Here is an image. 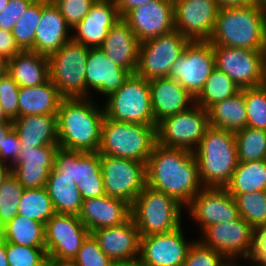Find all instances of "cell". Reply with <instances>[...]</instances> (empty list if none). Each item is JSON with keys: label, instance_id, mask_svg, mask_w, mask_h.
<instances>
[{"label": "cell", "instance_id": "62", "mask_svg": "<svg viewBox=\"0 0 266 266\" xmlns=\"http://www.w3.org/2000/svg\"><path fill=\"white\" fill-rule=\"evenodd\" d=\"M253 5L261 6L266 8V0H251Z\"/></svg>", "mask_w": 266, "mask_h": 266}, {"label": "cell", "instance_id": "15", "mask_svg": "<svg viewBox=\"0 0 266 266\" xmlns=\"http://www.w3.org/2000/svg\"><path fill=\"white\" fill-rule=\"evenodd\" d=\"M201 233L198 240L204 246L213 248L227 258H245L246 261L251 255L254 229L242 217L209 225Z\"/></svg>", "mask_w": 266, "mask_h": 266}, {"label": "cell", "instance_id": "32", "mask_svg": "<svg viewBox=\"0 0 266 266\" xmlns=\"http://www.w3.org/2000/svg\"><path fill=\"white\" fill-rule=\"evenodd\" d=\"M209 125L230 132L247 127V108L244 89L207 109Z\"/></svg>", "mask_w": 266, "mask_h": 266}, {"label": "cell", "instance_id": "12", "mask_svg": "<svg viewBox=\"0 0 266 266\" xmlns=\"http://www.w3.org/2000/svg\"><path fill=\"white\" fill-rule=\"evenodd\" d=\"M188 43L177 30L141 42L136 74L148 81L169 77L172 65Z\"/></svg>", "mask_w": 266, "mask_h": 266}, {"label": "cell", "instance_id": "61", "mask_svg": "<svg viewBox=\"0 0 266 266\" xmlns=\"http://www.w3.org/2000/svg\"><path fill=\"white\" fill-rule=\"evenodd\" d=\"M262 86L266 89V54H265V59H264V64H263V83Z\"/></svg>", "mask_w": 266, "mask_h": 266}, {"label": "cell", "instance_id": "60", "mask_svg": "<svg viewBox=\"0 0 266 266\" xmlns=\"http://www.w3.org/2000/svg\"><path fill=\"white\" fill-rule=\"evenodd\" d=\"M237 260H239V258H225L219 266H239L237 264Z\"/></svg>", "mask_w": 266, "mask_h": 266}, {"label": "cell", "instance_id": "58", "mask_svg": "<svg viewBox=\"0 0 266 266\" xmlns=\"http://www.w3.org/2000/svg\"><path fill=\"white\" fill-rule=\"evenodd\" d=\"M8 74V60L0 55V79Z\"/></svg>", "mask_w": 266, "mask_h": 266}, {"label": "cell", "instance_id": "44", "mask_svg": "<svg viewBox=\"0 0 266 266\" xmlns=\"http://www.w3.org/2000/svg\"><path fill=\"white\" fill-rule=\"evenodd\" d=\"M114 263L115 261L102 251L91 233L83 241L77 255L70 262L72 266H113Z\"/></svg>", "mask_w": 266, "mask_h": 266}, {"label": "cell", "instance_id": "33", "mask_svg": "<svg viewBox=\"0 0 266 266\" xmlns=\"http://www.w3.org/2000/svg\"><path fill=\"white\" fill-rule=\"evenodd\" d=\"M45 187L56 213L79 215L83 200L73 179L68 176H61L53 168Z\"/></svg>", "mask_w": 266, "mask_h": 266}, {"label": "cell", "instance_id": "17", "mask_svg": "<svg viewBox=\"0 0 266 266\" xmlns=\"http://www.w3.org/2000/svg\"><path fill=\"white\" fill-rule=\"evenodd\" d=\"M182 228L160 234L141 236L139 260L146 266H183L192 242Z\"/></svg>", "mask_w": 266, "mask_h": 266}, {"label": "cell", "instance_id": "48", "mask_svg": "<svg viewBox=\"0 0 266 266\" xmlns=\"http://www.w3.org/2000/svg\"><path fill=\"white\" fill-rule=\"evenodd\" d=\"M35 0H9L0 12V29L12 32L15 24Z\"/></svg>", "mask_w": 266, "mask_h": 266}, {"label": "cell", "instance_id": "45", "mask_svg": "<svg viewBox=\"0 0 266 266\" xmlns=\"http://www.w3.org/2000/svg\"><path fill=\"white\" fill-rule=\"evenodd\" d=\"M226 257L195 240L190 246L183 266H219Z\"/></svg>", "mask_w": 266, "mask_h": 266}, {"label": "cell", "instance_id": "27", "mask_svg": "<svg viewBox=\"0 0 266 266\" xmlns=\"http://www.w3.org/2000/svg\"><path fill=\"white\" fill-rule=\"evenodd\" d=\"M140 43L129 24L121 18L109 30L100 49L113 63L135 74L139 61Z\"/></svg>", "mask_w": 266, "mask_h": 266}, {"label": "cell", "instance_id": "57", "mask_svg": "<svg viewBox=\"0 0 266 266\" xmlns=\"http://www.w3.org/2000/svg\"><path fill=\"white\" fill-rule=\"evenodd\" d=\"M0 266H9L6 254V242L0 237Z\"/></svg>", "mask_w": 266, "mask_h": 266}, {"label": "cell", "instance_id": "23", "mask_svg": "<svg viewBox=\"0 0 266 266\" xmlns=\"http://www.w3.org/2000/svg\"><path fill=\"white\" fill-rule=\"evenodd\" d=\"M102 251L115 262L139 259L140 233L133 219L91 232Z\"/></svg>", "mask_w": 266, "mask_h": 266}, {"label": "cell", "instance_id": "53", "mask_svg": "<svg viewBox=\"0 0 266 266\" xmlns=\"http://www.w3.org/2000/svg\"><path fill=\"white\" fill-rule=\"evenodd\" d=\"M118 13L124 18L132 9L156 0H114Z\"/></svg>", "mask_w": 266, "mask_h": 266}, {"label": "cell", "instance_id": "31", "mask_svg": "<svg viewBox=\"0 0 266 266\" xmlns=\"http://www.w3.org/2000/svg\"><path fill=\"white\" fill-rule=\"evenodd\" d=\"M63 97L51 80L33 86L19 88V116L57 115Z\"/></svg>", "mask_w": 266, "mask_h": 266}, {"label": "cell", "instance_id": "4", "mask_svg": "<svg viewBox=\"0 0 266 266\" xmlns=\"http://www.w3.org/2000/svg\"><path fill=\"white\" fill-rule=\"evenodd\" d=\"M193 152L203 187L225 188L238 165L234 133L209 126Z\"/></svg>", "mask_w": 266, "mask_h": 266}, {"label": "cell", "instance_id": "16", "mask_svg": "<svg viewBox=\"0 0 266 266\" xmlns=\"http://www.w3.org/2000/svg\"><path fill=\"white\" fill-rule=\"evenodd\" d=\"M175 30L188 41H209L219 12L216 0H173Z\"/></svg>", "mask_w": 266, "mask_h": 266}, {"label": "cell", "instance_id": "54", "mask_svg": "<svg viewBox=\"0 0 266 266\" xmlns=\"http://www.w3.org/2000/svg\"><path fill=\"white\" fill-rule=\"evenodd\" d=\"M220 9L238 8L252 4L251 0H216Z\"/></svg>", "mask_w": 266, "mask_h": 266}, {"label": "cell", "instance_id": "42", "mask_svg": "<svg viewBox=\"0 0 266 266\" xmlns=\"http://www.w3.org/2000/svg\"><path fill=\"white\" fill-rule=\"evenodd\" d=\"M9 266H49L45 247H28L6 242Z\"/></svg>", "mask_w": 266, "mask_h": 266}, {"label": "cell", "instance_id": "40", "mask_svg": "<svg viewBox=\"0 0 266 266\" xmlns=\"http://www.w3.org/2000/svg\"><path fill=\"white\" fill-rule=\"evenodd\" d=\"M41 13L42 0H35L15 24L12 36L20 50L34 51L35 31L40 22Z\"/></svg>", "mask_w": 266, "mask_h": 266}, {"label": "cell", "instance_id": "22", "mask_svg": "<svg viewBox=\"0 0 266 266\" xmlns=\"http://www.w3.org/2000/svg\"><path fill=\"white\" fill-rule=\"evenodd\" d=\"M86 66V98L90 97V89L108 97L120 89L131 75L128 70L113 63L100 48H89Z\"/></svg>", "mask_w": 266, "mask_h": 266}, {"label": "cell", "instance_id": "56", "mask_svg": "<svg viewBox=\"0 0 266 266\" xmlns=\"http://www.w3.org/2000/svg\"><path fill=\"white\" fill-rule=\"evenodd\" d=\"M11 175V166L0 162V186Z\"/></svg>", "mask_w": 266, "mask_h": 266}, {"label": "cell", "instance_id": "24", "mask_svg": "<svg viewBox=\"0 0 266 266\" xmlns=\"http://www.w3.org/2000/svg\"><path fill=\"white\" fill-rule=\"evenodd\" d=\"M79 219L90 233L101 228L123 224L131 218V205L107 195L83 200Z\"/></svg>", "mask_w": 266, "mask_h": 266}, {"label": "cell", "instance_id": "49", "mask_svg": "<svg viewBox=\"0 0 266 266\" xmlns=\"http://www.w3.org/2000/svg\"><path fill=\"white\" fill-rule=\"evenodd\" d=\"M20 141L17 132L12 129L4 139L3 148L0 150V162L6 163L12 166L20 153ZM7 160V161H6ZM10 164H9V161Z\"/></svg>", "mask_w": 266, "mask_h": 266}, {"label": "cell", "instance_id": "7", "mask_svg": "<svg viewBox=\"0 0 266 266\" xmlns=\"http://www.w3.org/2000/svg\"><path fill=\"white\" fill-rule=\"evenodd\" d=\"M105 117L115 122L157 126L151 106L149 81L131 74L120 89L107 97Z\"/></svg>", "mask_w": 266, "mask_h": 266}, {"label": "cell", "instance_id": "37", "mask_svg": "<svg viewBox=\"0 0 266 266\" xmlns=\"http://www.w3.org/2000/svg\"><path fill=\"white\" fill-rule=\"evenodd\" d=\"M46 187L24 189L18 205V215L45 223L55 214Z\"/></svg>", "mask_w": 266, "mask_h": 266}, {"label": "cell", "instance_id": "21", "mask_svg": "<svg viewBox=\"0 0 266 266\" xmlns=\"http://www.w3.org/2000/svg\"><path fill=\"white\" fill-rule=\"evenodd\" d=\"M120 19L114 0H96L85 18L72 29L75 30L72 39L88 48H100Z\"/></svg>", "mask_w": 266, "mask_h": 266}, {"label": "cell", "instance_id": "13", "mask_svg": "<svg viewBox=\"0 0 266 266\" xmlns=\"http://www.w3.org/2000/svg\"><path fill=\"white\" fill-rule=\"evenodd\" d=\"M215 68L212 44L209 41H189L172 65L169 77L178 81L195 99Z\"/></svg>", "mask_w": 266, "mask_h": 266}, {"label": "cell", "instance_id": "10", "mask_svg": "<svg viewBox=\"0 0 266 266\" xmlns=\"http://www.w3.org/2000/svg\"><path fill=\"white\" fill-rule=\"evenodd\" d=\"M105 195L130 205L147 186L146 164L132 159L100 155Z\"/></svg>", "mask_w": 266, "mask_h": 266}, {"label": "cell", "instance_id": "65", "mask_svg": "<svg viewBox=\"0 0 266 266\" xmlns=\"http://www.w3.org/2000/svg\"><path fill=\"white\" fill-rule=\"evenodd\" d=\"M49 266H72L70 263H49Z\"/></svg>", "mask_w": 266, "mask_h": 266}, {"label": "cell", "instance_id": "34", "mask_svg": "<svg viewBox=\"0 0 266 266\" xmlns=\"http://www.w3.org/2000/svg\"><path fill=\"white\" fill-rule=\"evenodd\" d=\"M44 224L16 215L0 229V237L5 242H11L28 247H45Z\"/></svg>", "mask_w": 266, "mask_h": 266}, {"label": "cell", "instance_id": "1", "mask_svg": "<svg viewBox=\"0 0 266 266\" xmlns=\"http://www.w3.org/2000/svg\"><path fill=\"white\" fill-rule=\"evenodd\" d=\"M147 186L164 192L185 208L203 188L193 151L156 143L146 164Z\"/></svg>", "mask_w": 266, "mask_h": 266}, {"label": "cell", "instance_id": "39", "mask_svg": "<svg viewBox=\"0 0 266 266\" xmlns=\"http://www.w3.org/2000/svg\"><path fill=\"white\" fill-rule=\"evenodd\" d=\"M230 195L235 199L240 217L253 229L266 224V191Z\"/></svg>", "mask_w": 266, "mask_h": 266}, {"label": "cell", "instance_id": "6", "mask_svg": "<svg viewBox=\"0 0 266 266\" xmlns=\"http://www.w3.org/2000/svg\"><path fill=\"white\" fill-rule=\"evenodd\" d=\"M184 206L170 195L146 186L131 205L140 236L168 233L181 226Z\"/></svg>", "mask_w": 266, "mask_h": 266}, {"label": "cell", "instance_id": "14", "mask_svg": "<svg viewBox=\"0 0 266 266\" xmlns=\"http://www.w3.org/2000/svg\"><path fill=\"white\" fill-rule=\"evenodd\" d=\"M213 52L216 68L229 76L240 90L262 85L266 50L213 46Z\"/></svg>", "mask_w": 266, "mask_h": 266}, {"label": "cell", "instance_id": "19", "mask_svg": "<svg viewBox=\"0 0 266 266\" xmlns=\"http://www.w3.org/2000/svg\"><path fill=\"white\" fill-rule=\"evenodd\" d=\"M140 42L175 30L173 0H156L132 9L123 18Z\"/></svg>", "mask_w": 266, "mask_h": 266}, {"label": "cell", "instance_id": "47", "mask_svg": "<svg viewBox=\"0 0 266 266\" xmlns=\"http://www.w3.org/2000/svg\"><path fill=\"white\" fill-rule=\"evenodd\" d=\"M73 29L81 22L96 0H51Z\"/></svg>", "mask_w": 266, "mask_h": 266}, {"label": "cell", "instance_id": "30", "mask_svg": "<svg viewBox=\"0 0 266 266\" xmlns=\"http://www.w3.org/2000/svg\"><path fill=\"white\" fill-rule=\"evenodd\" d=\"M8 74L19 87H33L50 80L48 56L32 50H20L8 60Z\"/></svg>", "mask_w": 266, "mask_h": 266}, {"label": "cell", "instance_id": "25", "mask_svg": "<svg viewBox=\"0 0 266 266\" xmlns=\"http://www.w3.org/2000/svg\"><path fill=\"white\" fill-rule=\"evenodd\" d=\"M151 106L155 123L164 118L188 110L194 105V98L175 79L161 77L149 80Z\"/></svg>", "mask_w": 266, "mask_h": 266}, {"label": "cell", "instance_id": "63", "mask_svg": "<svg viewBox=\"0 0 266 266\" xmlns=\"http://www.w3.org/2000/svg\"><path fill=\"white\" fill-rule=\"evenodd\" d=\"M0 121H11L4 113L3 107L0 104Z\"/></svg>", "mask_w": 266, "mask_h": 266}, {"label": "cell", "instance_id": "50", "mask_svg": "<svg viewBox=\"0 0 266 266\" xmlns=\"http://www.w3.org/2000/svg\"><path fill=\"white\" fill-rule=\"evenodd\" d=\"M248 259L266 266V224L254 229L253 248Z\"/></svg>", "mask_w": 266, "mask_h": 266}, {"label": "cell", "instance_id": "41", "mask_svg": "<svg viewBox=\"0 0 266 266\" xmlns=\"http://www.w3.org/2000/svg\"><path fill=\"white\" fill-rule=\"evenodd\" d=\"M24 189L12 174L0 186V229L18 215Z\"/></svg>", "mask_w": 266, "mask_h": 266}, {"label": "cell", "instance_id": "5", "mask_svg": "<svg viewBox=\"0 0 266 266\" xmlns=\"http://www.w3.org/2000/svg\"><path fill=\"white\" fill-rule=\"evenodd\" d=\"M156 128L157 126L115 122L104 117L98 153L147 164L157 143Z\"/></svg>", "mask_w": 266, "mask_h": 266}, {"label": "cell", "instance_id": "66", "mask_svg": "<svg viewBox=\"0 0 266 266\" xmlns=\"http://www.w3.org/2000/svg\"><path fill=\"white\" fill-rule=\"evenodd\" d=\"M250 262H251L250 266H265V265L258 264V263L254 262L252 260H250Z\"/></svg>", "mask_w": 266, "mask_h": 266}, {"label": "cell", "instance_id": "18", "mask_svg": "<svg viewBox=\"0 0 266 266\" xmlns=\"http://www.w3.org/2000/svg\"><path fill=\"white\" fill-rule=\"evenodd\" d=\"M187 207L202 231L209 225L240 218L235 199L226 188L203 187Z\"/></svg>", "mask_w": 266, "mask_h": 266}, {"label": "cell", "instance_id": "59", "mask_svg": "<svg viewBox=\"0 0 266 266\" xmlns=\"http://www.w3.org/2000/svg\"><path fill=\"white\" fill-rule=\"evenodd\" d=\"M113 266H146L139 259L132 261L115 262Z\"/></svg>", "mask_w": 266, "mask_h": 266}, {"label": "cell", "instance_id": "20", "mask_svg": "<svg viewBox=\"0 0 266 266\" xmlns=\"http://www.w3.org/2000/svg\"><path fill=\"white\" fill-rule=\"evenodd\" d=\"M58 145H45L20 149L11 174L26 189L46 186L48 176L54 168L55 152Z\"/></svg>", "mask_w": 266, "mask_h": 266}, {"label": "cell", "instance_id": "2", "mask_svg": "<svg viewBox=\"0 0 266 266\" xmlns=\"http://www.w3.org/2000/svg\"><path fill=\"white\" fill-rule=\"evenodd\" d=\"M91 98L62 99L57 112L59 147L82 152H98L105 112L104 107L99 108Z\"/></svg>", "mask_w": 266, "mask_h": 266}, {"label": "cell", "instance_id": "28", "mask_svg": "<svg viewBox=\"0 0 266 266\" xmlns=\"http://www.w3.org/2000/svg\"><path fill=\"white\" fill-rule=\"evenodd\" d=\"M20 149L58 145L57 115H26L12 121Z\"/></svg>", "mask_w": 266, "mask_h": 266}, {"label": "cell", "instance_id": "52", "mask_svg": "<svg viewBox=\"0 0 266 266\" xmlns=\"http://www.w3.org/2000/svg\"><path fill=\"white\" fill-rule=\"evenodd\" d=\"M20 51L14 41L12 32L0 29V55L9 60Z\"/></svg>", "mask_w": 266, "mask_h": 266}, {"label": "cell", "instance_id": "43", "mask_svg": "<svg viewBox=\"0 0 266 266\" xmlns=\"http://www.w3.org/2000/svg\"><path fill=\"white\" fill-rule=\"evenodd\" d=\"M247 127L266 130V89L260 85L244 89Z\"/></svg>", "mask_w": 266, "mask_h": 266}, {"label": "cell", "instance_id": "35", "mask_svg": "<svg viewBox=\"0 0 266 266\" xmlns=\"http://www.w3.org/2000/svg\"><path fill=\"white\" fill-rule=\"evenodd\" d=\"M225 188L229 194L266 191V160L238 162L237 168Z\"/></svg>", "mask_w": 266, "mask_h": 266}, {"label": "cell", "instance_id": "51", "mask_svg": "<svg viewBox=\"0 0 266 266\" xmlns=\"http://www.w3.org/2000/svg\"><path fill=\"white\" fill-rule=\"evenodd\" d=\"M77 186L82 200L105 195L103 178L83 179Z\"/></svg>", "mask_w": 266, "mask_h": 266}, {"label": "cell", "instance_id": "64", "mask_svg": "<svg viewBox=\"0 0 266 266\" xmlns=\"http://www.w3.org/2000/svg\"><path fill=\"white\" fill-rule=\"evenodd\" d=\"M9 0H0V12L8 5Z\"/></svg>", "mask_w": 266, "mask_h": 266}, {"label": "cell", "instance_id": "26", "mask_svg": "<svg viewBox=\"0 0 266 266\" xmlns=\"http://www.w3.org/2000/svg\"><path fill=\"white\" fill-rule=\"evenodd\" d=\"M72 28L51 0H42L40 22L35 31L34 51L49 56L58 51L68 40Z\"/></svg>", "mask_w": 266, "mask_h": 266}, {"label": "cell", "instance_id": "29", "mask_svg": "<svg viewBox=\"0 0 266 266\" xmlns=\"http://www.w3.org/2000/svg\"><path fill=\"white\" fill-rule=\"evenodd\" d=\"M54 169L61 176H68L78 185L83 179L103 178L98 152H82L58 147Z\"/></svg>", "mask_w": 266, "mask_h": 266}, {"label": "cell", "instance_id": "55", "mask_svg": "<svg viewBox=\"0 0 266 266\" xmlns=\"http://www.w3.org/2000/svg\"><path fill=\"white\" fill-rule=\"evenodd\" d=\"M13 129L12 121H0V150L3 148L4 139Z\"/></svg>", "mask_w": 266, "mask_h": 266}, {"label": "cell", "instance_id": "36", "mask_svg": "<svg viewBox=\"0 0 266 266\" xmlns=\"http://www.w3.org/2000/svg\"><path fill=\"white\" fill-rule=\"evenodd\" d=\"M240 88L224 72L215 68L206 80L200 94L194 99L196 105L207 110L217 102L237 94Z\"/></svg>", "mask_w": 266, "mask_h": 266}, {"label": "cell", "instance_id": "38", "mask_svg": "<svg viewBox=\"0 0 266 266\" xmlns=\"http://www.w3.org/2000/svg\"><path fill=\"white\" fill-rule=\"evenodd\" d=\"M234 135L238 162L266 160V130L245 127Z\"/></svg>", "mask_w": 266, "mask_h": 266}, {"label": "cell", "instance_id": "46", "mask_svg": "<svg viewBox=\"0 0 266 266\" xmlns=\"http://www.w3.org/2000/svg\"><path fill=\"white\" fill-rule=\"evenodd\" d=\"M19 88V85L9 74L0 79V104L5 115L11 121L19 117Z\"/></svg>", "mask_w": 266, "mask_h": 266}, {"label": "cell", "instance_id": "8", "mask_svg": "<svg viewBox=\"0 0 266 266\" xmlns=\"http://www.w3.org/2000/svg\"><path fill=\"white\" fill-rule=\"evenodd\" d=\"M88 53V47L70 39L48 56L50 80L63 98H86Z\"/></svg>", "mask_w": 266, "mask_h": 266}, {"label": "cell", "instance_id": "11", "mask_svg": "<svg viewBox=\"0 0 266 266\" xmlns=\"http://www.w3.org/2000/svg\"><path fill=\"white\" fill-rule=\"evenodd\" d=\"M49 263H70L90 234L78 215L55 213L44 226Z\"/></svg>", "mask_w": 266, "mask_h": 266}, {"label": "cell", "instance_id": "9", "mask_svg": "<svg viewBox=\"0 0 266 266\" xmlns=\"http://www.w3.org/2000/svg\"><path fill=\"white\" fill-rule=\"evenodd\" d=\"M209 126L207 110L194 104L188 110L168 116L157 124V143L164 147L194 151Z\"/></svg>", "mask_w": 266, "mask_h": 266}, {"label": "cell", "instance_id": "3", "mask_svg": "<svg viewBox=\"0 0 266 266\" xmlns=\"http://www.w3.org/2000/svg\"><path fill=\"white\" fill-rule=\"evenodd\" d=\"M209 42L251 50H266V8L250 4L219 9Z\"/></svg>", "mask_w": 266, "mask_h": 266}]
</instances>
